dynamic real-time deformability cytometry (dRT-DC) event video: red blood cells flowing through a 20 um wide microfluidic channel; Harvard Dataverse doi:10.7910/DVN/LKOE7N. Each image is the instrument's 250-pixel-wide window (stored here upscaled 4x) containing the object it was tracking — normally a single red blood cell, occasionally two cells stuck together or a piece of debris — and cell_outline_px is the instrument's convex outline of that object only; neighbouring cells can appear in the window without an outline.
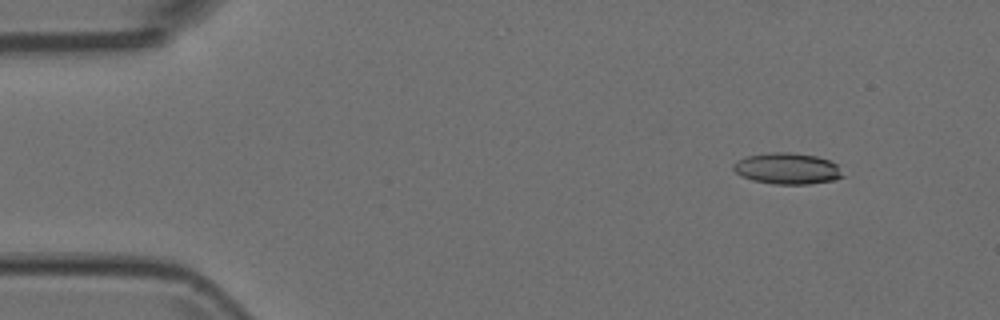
{"species": "Egyptian fruit bat (a non-hibernating species)", "species_latin": "Rousettus aegyptiacus", "temperature_condition": "room temperature", "stored_images_in_passage": 6, "segment_of_instrument_passage": [1, 2], "camera_frame_rate_fps": 3000, "um_per_image_px": 0.085, "animal": {"sex": "female"}, "frame": {"image": 1, "passage_image": 2, "time_ms": 0.333, "image_size_px": [1000, 320], "cell_outline_px": [[844, 176], [832, 180], [808, 184], [776, 184], [752, 180], [740, 176], [732, 168], [732, 164], [736, 160], [748, 156], [768, 152], [788, 152], [816, 156], [828, 160], [836, 164]], "centroid_in_image_um": [66.87, 14.32], "position_along_channel_um": 18.1, "area_um2": 19.83}}
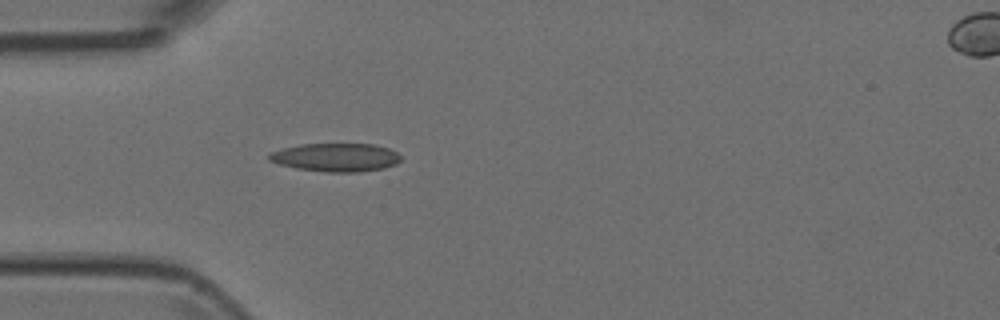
{"frame": {"image": 2, "passage_image": 5, "time_ms": 1.333, "image_size_px": [1000, 320], "cell_outline_px": [[400, 160], [396, 164], [384, 168], [360, 172], [328, 172], [296, 168], [280, 164], [268, 160], [268, 156], [272, 152], [284, 148], [300, 144], [372, 144], [388, 148], [396, 152], [400, 156]], "centroid_in_image_um": [28.56, 13.38], "position_along_channel_um": 56.4, "area_um2": 21.62}}